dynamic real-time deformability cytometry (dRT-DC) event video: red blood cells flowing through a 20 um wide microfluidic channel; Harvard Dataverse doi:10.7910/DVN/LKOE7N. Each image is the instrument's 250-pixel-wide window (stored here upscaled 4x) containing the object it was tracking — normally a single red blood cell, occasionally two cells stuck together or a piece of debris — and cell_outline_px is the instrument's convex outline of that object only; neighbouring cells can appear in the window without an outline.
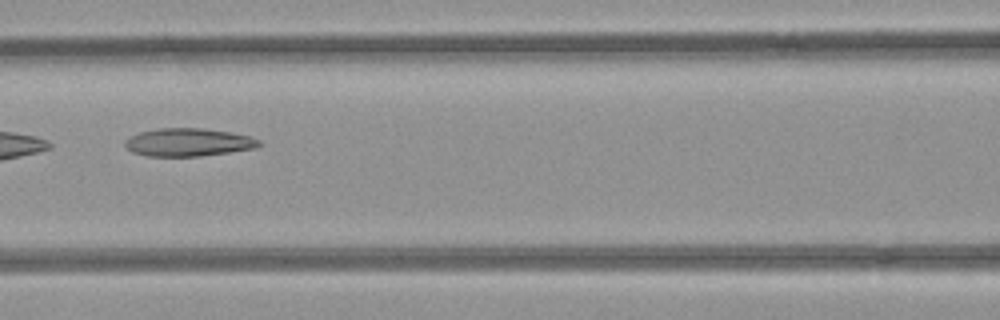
{"species": "common noctule bat (a hibernating species)", "species_latin": "Nyctalus noctula", "temperature_condition": "room temperature", "stored_images_in_passage": 6, "camera_frame_rate_fps": 3000, "um_per_image_px": 0.085, "animal": {"sex": "female", "body_mass_g": 21.9}, "frame": {"image": 1, "passage_image": 6, "time_ms": 1.667, "image_size_px": [1000, 320], "cell_outline_px": [[264, 144], [256, 148], [200, 156], [148, 156], [132, 152], [124, 144], [124, 140], [140, 132], [160, 128], [204, 128], [228, 132], [248, 136], [260, 140]], "centroid_in_image_um": [16.02, 12.09], "position_along_channel_um": 150.6, "area_um2": 21.73}}